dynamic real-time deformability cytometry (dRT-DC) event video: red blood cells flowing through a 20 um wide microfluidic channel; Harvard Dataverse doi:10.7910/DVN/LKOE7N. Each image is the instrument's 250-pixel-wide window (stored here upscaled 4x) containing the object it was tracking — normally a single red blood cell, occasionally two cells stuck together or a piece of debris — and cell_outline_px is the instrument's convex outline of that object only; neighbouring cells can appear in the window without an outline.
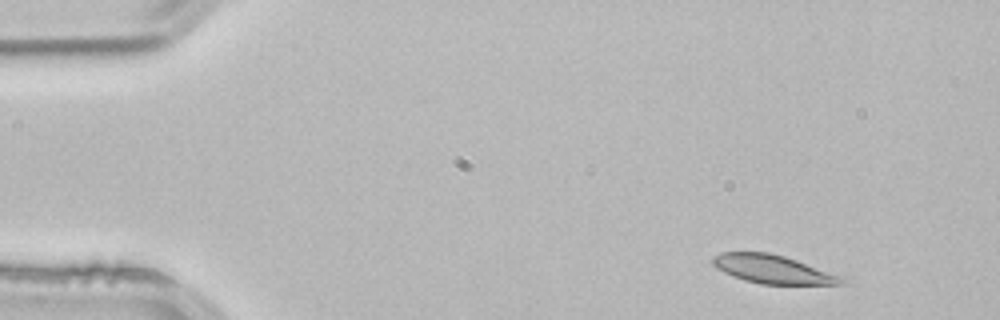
{"species": "common noctule bat (a hibernating species)", "species_latin": "Nyctalus noctula", "temperature_condition": "room temperature", "stored_images_in_passage": 4, "camera_frame_rate_fps": 3000, "um_per_image_px": 0.085, "animal": {"sex": "male", "body_mass_g": 21.5, "forearm_length_mm": 52.0}, "frame": {"image": 1, "passage_image": 1, "time_ms": 0.0, "image_size_px": [1000, 320], "cell_outline_px": [[848, 280], [844, 284], [760, 284], [744, 280], [732, 276], [716, 268], [712, 264], [712, 256], [720, 252], [768, 252], [784, 256], [844, 276]], "centroid_in_image_um": [65.7, 22.88], "position_along_channel_um": 19.3, "area_um2": 21.56}}
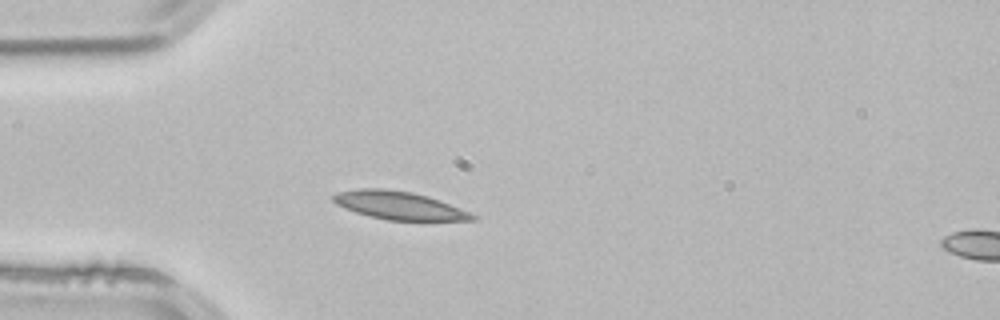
{"frame": {"image": 2, "passage_image": 3, "time_ms": 0.667, "image_size_px": [1000, 320], "cell_outline_px": [[476, 220], [388, 220], [368, 216], [344, 208], [336, 204], [332, 200], [332, 196], [340, 192], [360, 188], [384, 188], [412, 192], [428, 196], [468, 212], [476, 216]], "centroid_in_image_um": [33.86, 17.46], "position_along_channel_um": 51.1, "area_um2": 22.43}}